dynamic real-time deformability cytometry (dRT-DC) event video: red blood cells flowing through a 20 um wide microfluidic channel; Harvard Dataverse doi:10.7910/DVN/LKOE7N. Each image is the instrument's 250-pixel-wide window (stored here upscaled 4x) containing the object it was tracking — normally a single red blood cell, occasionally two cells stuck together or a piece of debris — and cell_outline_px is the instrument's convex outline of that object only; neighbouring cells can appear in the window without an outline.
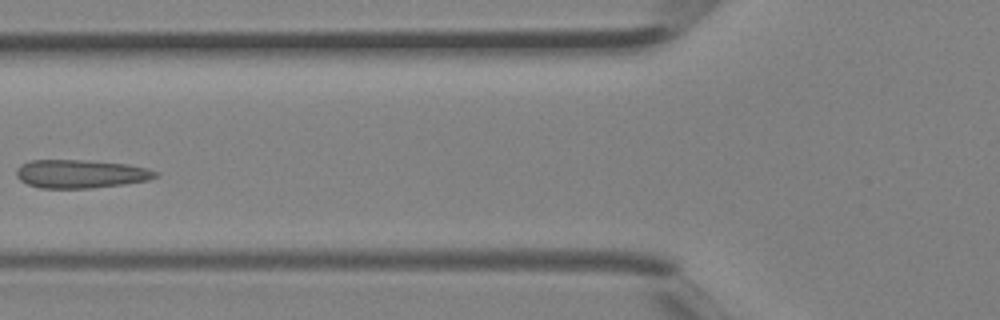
{"species": "Egyptian fruit bat (a non-hibernating species)", "species_latin": "Rousettus aegyptiacus", "temperature_condition": "room temperature", "stored_images_in_passage": 4, "camera_frame_rate_fps": 3000, "um_per_image_px": 0.085, "animal": {"sex": "female"}, "frame": {"image": 1, "passage_image": 4, "time_ms": 1.0, "image_size_px": [1000, 320], "cell_outline_px": [[160, 176], [148, 180], [124, 184], [92, 188], [40, 188], [28, 184], [20, 180], [16, 176], [16, 168], [20, 164], [28, 160], [80, 160], [128, 164], [148, 168], [160, 172]], "centroid_in_image_um": [6.87, 14.77], "position_along_channel_um": 118.9, "area_um2": 23.24}}